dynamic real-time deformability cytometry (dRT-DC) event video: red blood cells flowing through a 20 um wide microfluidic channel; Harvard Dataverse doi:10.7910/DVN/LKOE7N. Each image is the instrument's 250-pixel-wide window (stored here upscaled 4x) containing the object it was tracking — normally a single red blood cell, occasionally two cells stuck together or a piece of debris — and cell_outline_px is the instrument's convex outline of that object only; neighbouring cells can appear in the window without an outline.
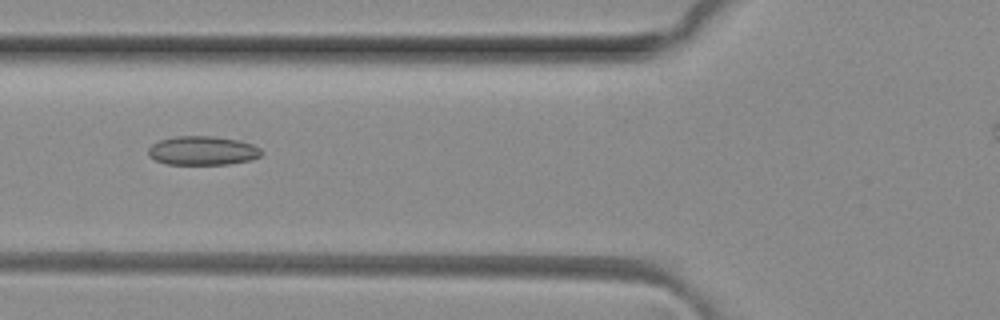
{"species": "common noctule bat (a hibernating species)", "species_latin": "Nyctalus noctula", "temperature_condition": "room temperature", "stored_images_in_passage": 4, "camera_frame_rate_fps": 3000, "um_per_image_px": 0.085, "animal": {"sex": "female", "body_mass_g": 29.2, "forearm_length_mm": 56.3}, "frame": {"image": 1, "passage_image": 4, "time_ms": 1.0, "image_size_px": [1000, 320], "cell_outline_px": [[264, 152], [260, 156], [252, 160], [228, 164], [168, 164], [156, 160], [148, 156], [148, 148], [152, 144], [160, 140], [176, 136], [212, 136], [240, 140], [252, 144], [260, 148]], "centroid_in_image_um": [17.25, 12.8], "position_along_channel_um": 108.6, "area_um2": 19.19}}